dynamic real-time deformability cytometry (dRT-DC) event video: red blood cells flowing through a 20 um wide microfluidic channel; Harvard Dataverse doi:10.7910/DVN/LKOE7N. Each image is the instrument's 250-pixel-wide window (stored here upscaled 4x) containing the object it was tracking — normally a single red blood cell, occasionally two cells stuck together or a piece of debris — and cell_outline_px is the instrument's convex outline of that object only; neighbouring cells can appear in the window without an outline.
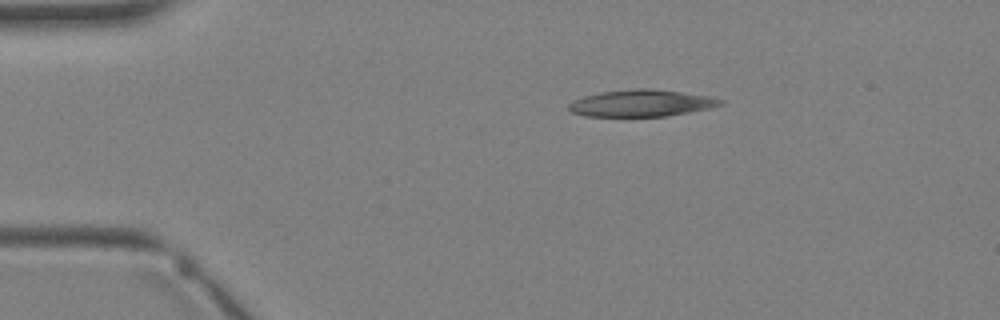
{"species": "Egyptian fruit bat (a non-hibernating species)", "species_latin": "Rousettus aegyptiacus", "temperature_condition": "warm", "stored_images_in_passage": 3, "camera_frame_rate_fps": 3000, "um_per_image_px": 0.085, "animal": {"sex": "female"}, "frame": {"image": 1, "passage_image": 1, "time_ms": 0.0, "image_size_px": [1000, 320], "cell_outline_px": [[724, 104], [708, 108], [668, 116], [584, 116], [572, 112], [568, 108], [568, 104], [572, 100], [584, 96], [600, 92], [636, 88], [648, 88], [680, 92], [708, 96], [724, 100]], "centroid_in_image_um": [54.48, 8.77], "position_along_channel_um": 30.5, "area_um2": 23.58}}